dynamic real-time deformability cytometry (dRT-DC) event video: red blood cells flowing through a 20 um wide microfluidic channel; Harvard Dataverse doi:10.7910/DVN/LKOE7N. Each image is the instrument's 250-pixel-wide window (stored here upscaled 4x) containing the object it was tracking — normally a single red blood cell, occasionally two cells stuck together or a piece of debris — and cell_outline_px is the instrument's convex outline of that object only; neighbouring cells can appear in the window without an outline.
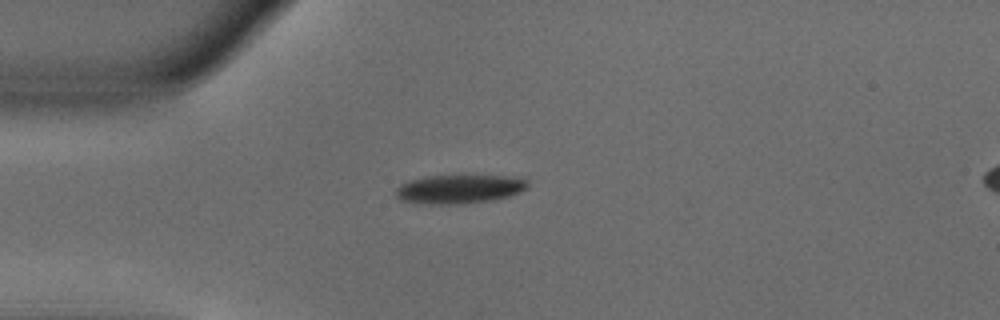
{"species": "common noctule bat (a hibernating species)", "species_latin": "Nyctalus noctula", "temperature_condition": "warm", "stored_images_in_passage": 35, "camera_frame_rate_fps": 3000, "um_per_image_px": 0.085, "animal": {"sex": "male", "body_mass_g": 18.8}, "frame": {"image": 1, "passage_image": 1, "time_ms": 0.0, "image_size_px": [1000, 320], "cell_outline_px": [[528, 188], [520, 192], [508, 196], [492, 200], [448, 204], [440, 204], [400, 200], [396, 196], [396, 188], [400, 184], [408, 180], [424, 176], [456, 172], [512, 176], [528, 180]], "centroid_in_image_um": [39.07, 15.98], "position_along_channel_um": 45.9, "area_um2": 23.12}}
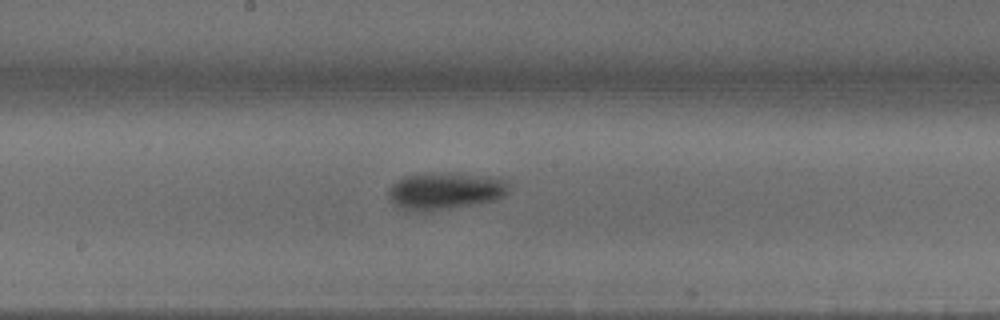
{"frame": {"image": 2, "passage_image": 15, "time_ms": 4.667, "image_size_px": [1000, 320], "cell_outline_px": [[508, 192], [504, 196], [496, 200], [448, 208], [412, 212], [408, 212], [396, 208], [388, 196], [388, 192], [392, 184], [396, 180], [404, 176], [424, 172], [456, 172], [488, 176], [504, 180], [508, 184]], "centroid_in_image_um": [37.77, 16.21], "position_along_channel_um": 210.4, "area_um2": 26.47}}
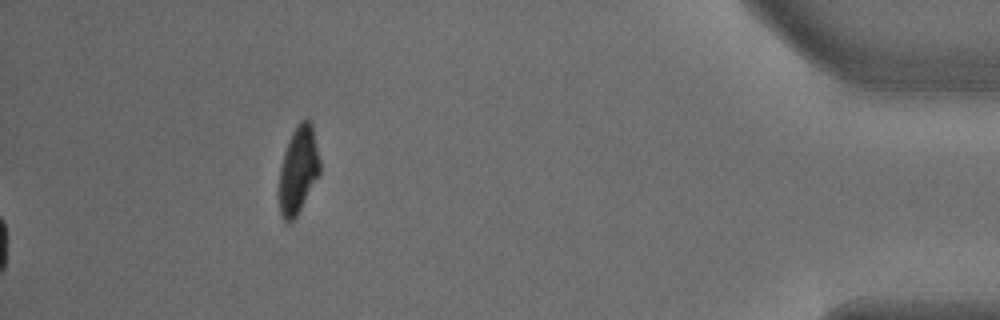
{"frame": {"image": 3, "passage_image": 35, "time_ms": 11.333, "image_size_px": [1000, 320], "cell_outline_px": [[320, 172], [296, 216], [288, 224], [280, 216], [280, 168], [284, 152], [288, 140], [296, 124], [300, 120], [308, 116], [312, 124], [320, 160]], "centroid_in_image_um": [25.36, 14.38], "position_along_channel_um": 409.8, "area_um2": 20.58}, "authors_computed_cell_mechanics": {"area_um2": 23.8714, "velocity_mm_per_s": 3.8459, "shape_relaxation_time_tau1_ms": 3.1844, "shape_relaxation_time_tau2_ms": 9.398, "deformation_change_tau1": 0.159, "deformation_change_tau2": 0.1358}}